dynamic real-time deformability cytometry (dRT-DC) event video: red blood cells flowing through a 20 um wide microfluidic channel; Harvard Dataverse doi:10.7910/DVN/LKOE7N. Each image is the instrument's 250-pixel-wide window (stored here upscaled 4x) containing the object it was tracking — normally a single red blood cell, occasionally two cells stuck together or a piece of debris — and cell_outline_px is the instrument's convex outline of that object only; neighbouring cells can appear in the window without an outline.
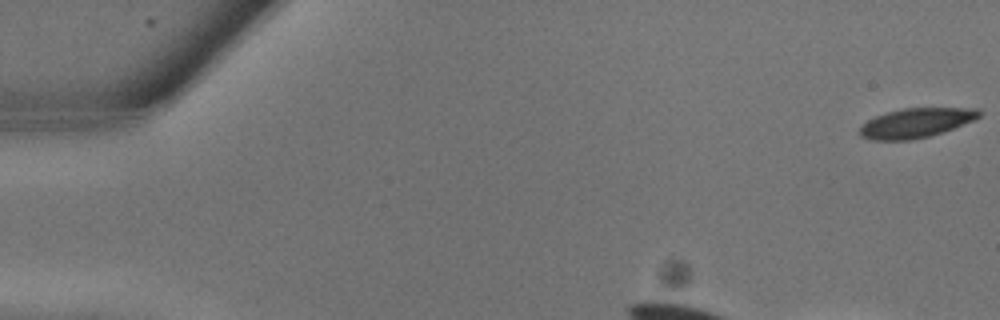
{"species": "common noctule bat (a hibernating species)", "species_latin": "Nyctalus noctula", "temperature_condition": "warm", "stored_images_in_passage": 8, "camera_frame_rate_fps": 3000, "um_per_image_px": 0.085, "animal": {"sex": "male", "body_mass_g": 13.3}, "frame": {"image": 1, "passage_image": 1, "time_ms": 0.0, "image_size_px": [1000, 320], "cell_outline_px": [[980, 116], [976, 120], [928, 136], [912, 140], [872, 140], [860, 136], [860, 128], [868, 120], [876, 116], [900, 108], [980, 108]], "centroid_in_image_um": [77.87, 10.44], "position_along_channel_um": 7.1, "area_um2": 20.35}}
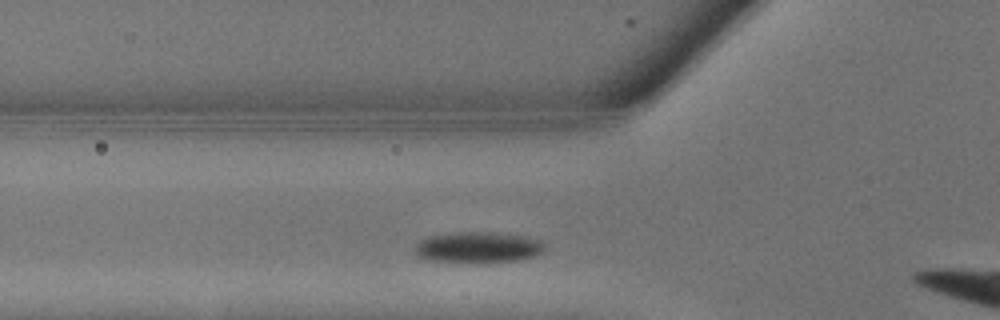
{"frame": {"image": 2, "passage_image": 6, "time_ms": 1.667, "image_size_px": [1000, 320], "cell_outline_px": [[548, 244], [544, 252], [520, 260], [428, 260], [416, 256], [412, 248], [420, 240], [428, 236], [456, 232], [492, 232], [524, 236], [540, 240]], "centroid_in_image_um": [40.64, 20.98], "position_along_channel_um": 85.2, "area_um2": 22.89}}